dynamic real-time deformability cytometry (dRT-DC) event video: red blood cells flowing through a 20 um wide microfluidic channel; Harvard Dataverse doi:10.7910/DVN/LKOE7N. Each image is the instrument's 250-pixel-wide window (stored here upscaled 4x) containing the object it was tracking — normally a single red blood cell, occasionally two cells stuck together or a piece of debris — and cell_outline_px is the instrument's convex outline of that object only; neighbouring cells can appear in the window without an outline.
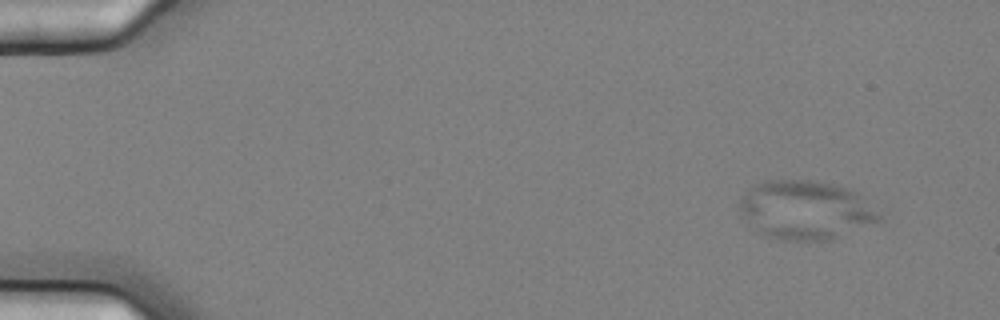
{"species": "common noctule bat (a hibernating species)", "species_latin": "Nyctalus noctula", "temperature_condition": "cold", "stored_images_in_passage": 10, "camera_frame_rate_fps": 3000, "um_per_image_px": 0.085, "animal": {"sex": "female", "body_mass_g": 25.1}, "frame": {"image": 1, "passage_image": 2, "time_ms": 0.333, "image_size_px": [1000, 320], "cell_outline_px": [[880, 220], [832, 240], [788, 240], [768, 236], [740, 212], [736, 204], [740, 196], [748, 188], [764, 180], [812, 180], [832, 184], [848, 188], [856, 192], [880, 216]], "centroid_in_image_um": [68.44, 17.82], "position_along_channel_um": 16.6, "area_um2": 47.05}}
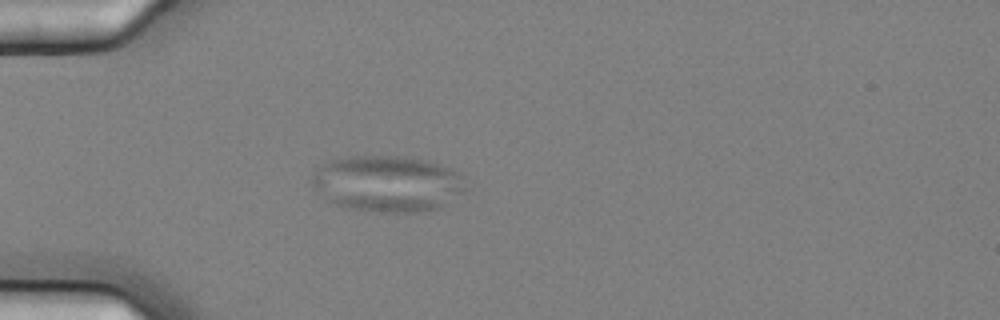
{"frame": {"image": 2, "passage_image": 4, "time_ms": 1.0, "image_size_px": [1000, 320], "cell_outline_px": [[468, 192], [436, 208], [424, 212], [388, 212], [344, 208], [328, 200], [316, 188], [312, 180], [312, 176], [324, 164], [340, 156], [404, 156], [424, 160], [448, 168], [456, 172], [460, 176]], "centroid_in_image_um": [32.96, 15.61], "position_along_channel_um": 52.0, "area_um2": 49.94}}